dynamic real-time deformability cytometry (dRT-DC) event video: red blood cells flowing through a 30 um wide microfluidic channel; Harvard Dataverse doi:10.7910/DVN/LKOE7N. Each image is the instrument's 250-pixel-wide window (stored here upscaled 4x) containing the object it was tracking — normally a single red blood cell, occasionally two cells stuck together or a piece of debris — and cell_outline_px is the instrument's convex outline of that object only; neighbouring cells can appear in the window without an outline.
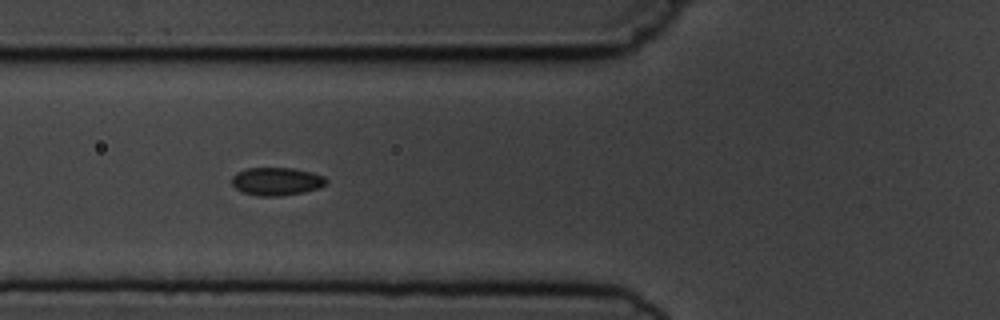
{"species": "common noctule bat (a hibernating species)", "species_latin": "Nyctalus noctula", "temperature_condition": "cold", "stored_images_in_passage": 13, "segment_of_instrument_passage": [1, 2], "camera_frame_rate_fps": 3000, "um_per_image_px": 0.085, "animal": {"sex": "male", "body_mass_g": 19.5, "forearm_length_mm": 54.6}, "frame": {"image": 1, "passage_image": 3, "time_ms": 3.0, "image_size_px": [1000, 320], "cell_outline_px": [[328, 184], [320, 188], [304, 192], [276, 196], [260, 196], [244, 192], [236, 188], [232, 184], [232, 176], [236, 172], [248, 168], [292, 168], [312, 172], [324, 176], [328, 180]], "centroid_in_image_um": [23.55, 15.41], "position_along_channel_um": 102.3, "area_um2": 15.43}}
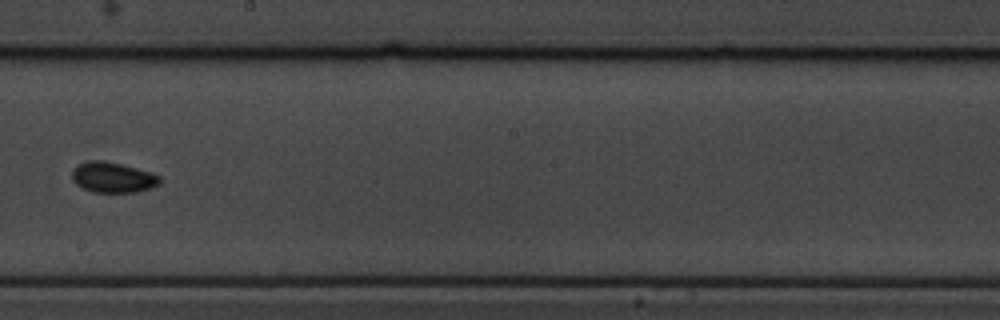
{"frame": {"image": 2, "passage_image": 6, "time_ms": 6.667, "image_size_px": [1000, 320], "cell_outline_px": [[160, 184], [152, 188], [136, 192], [92, 192], [80, 188], [72, 180], [72, 168], [76, 164], [88, 160], [104, 160], [152, 172], [160, 176]], "centroid_in_image_um": [9.55, 15.07], "position_along_channel_um": 238.6, "area_um2": 15.9}}
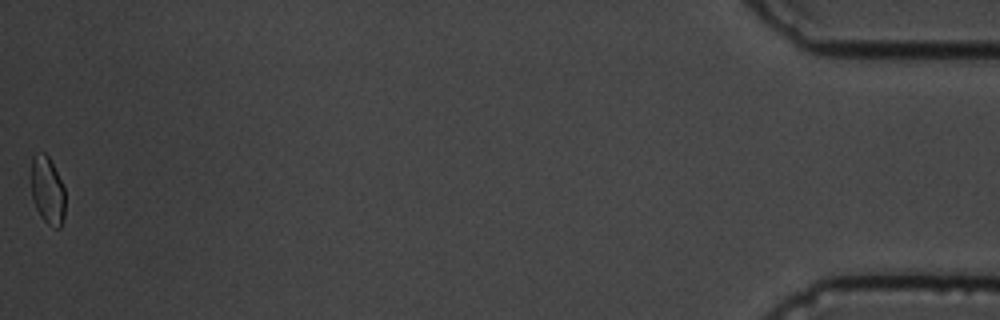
{"frame": {"image": 3, "passage_image": 12, "time_ms": 14.333, "image_size_px": [1000, 320], "cell_outline_px": [[64, 216], [60, 228], [56, 228], [48, 224], [40, 216], [32, 200], [32, 156], [44, 152], [48, 156], [64, 188]], "centroid_in_image_um": [4.03, 16.22], "position_along_channel_um": 431.2, "area_um2": 13.12}}